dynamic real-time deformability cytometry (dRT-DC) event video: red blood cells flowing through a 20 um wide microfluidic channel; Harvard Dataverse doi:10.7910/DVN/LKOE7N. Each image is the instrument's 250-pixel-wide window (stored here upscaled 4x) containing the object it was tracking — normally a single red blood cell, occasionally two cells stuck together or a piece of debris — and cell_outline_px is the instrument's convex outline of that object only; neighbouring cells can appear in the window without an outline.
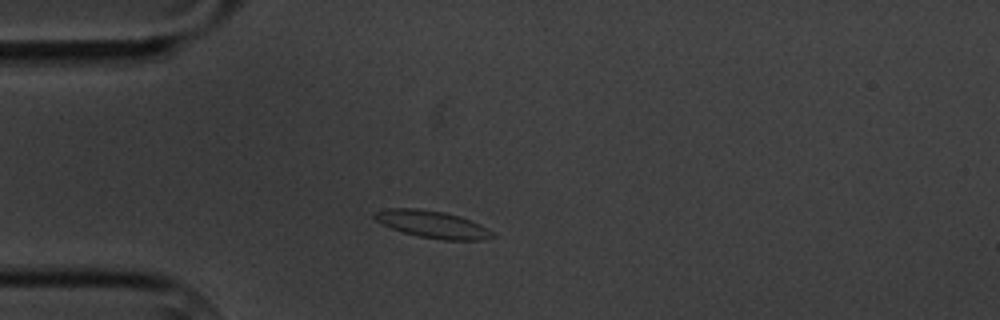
{"species": "common noctule bat (a hibernating species)", "species_latin": "Nyctalus noctula", "temperature_condition": "cold", "stored_images_in_passage": 13, "camera_frame_rate_fps": 3000, "um_per_image_px": 0.085, "animal": {"sex": "male", "body_mass_g": 20.1, "forearm_length_mm": 53.5}, "frame": {"image": 1, "passage_image": 2, "time_ms": 1.333, "image_size_px": [1000, 320], "cell_outline_px": [[496, 236], [480, 240], [444, 240], [420, 236], [404, 232], [392, 228], [376, 220], [372, 216], [372, 212], [384, 208], [416, 208], [444, 212], [460, 216], [480, 224], [488, 228]], "centroid_in_image_um": [36.74, 19.05], "position_along_channel_um": 48.3, "area_um2": 18.61}}
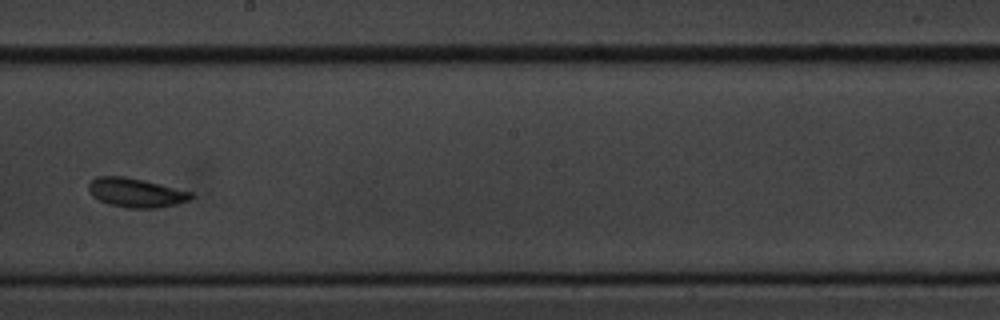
{"frame": {"image": 2, "passage_image": 7, "time_ms": 7.333, "image_size_px": [1000, 320], "cell_outline_px": [[192, 196], [188, 200], [176, 204], [156, 208], [128, 208], [108, 204], [92, 196], [88, 188], [88, 184], [96, 176], [124, 176], [144, 180], [192, 192]], "centroid_in_image_um": [11.52, 16.37], "position_along_channel_um": 236.7, "area_um2": 17.28}}
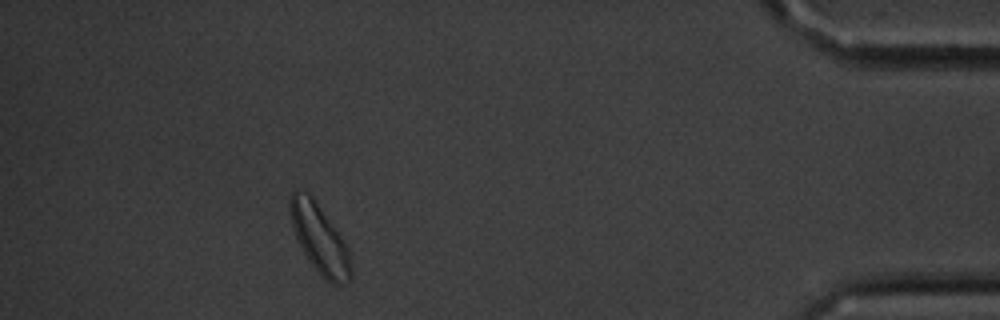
{"frame": {"image": 3, "passage_image": 12, "time_ms": 14.0, "image_size_px": [1000, 320], "cell_outline_px": [[352, 280], [336, 288], [308, 260], [296, 236], [292, 224], [288, 204], [288, 200], [292, 192], [296, 188], [308, 192], [312, 196], [340, 236], [348, 248], [352, 260]], "centroid_in_image_um": [27.18, 20.31], "position_along_channel_um": 408.0, "area_um2": 24.33}, "authors_computed_cell_mechanics": {"area_um2": 17.629, "velocity_mm_per_s": 3.3674, "shape_relaxation_time_tau1_ms": 4.0166, "shape_relaxation_time_tau2_ms": null, "deformation_change_tau1": 0.0633, "deformation_change_tau2": null}}